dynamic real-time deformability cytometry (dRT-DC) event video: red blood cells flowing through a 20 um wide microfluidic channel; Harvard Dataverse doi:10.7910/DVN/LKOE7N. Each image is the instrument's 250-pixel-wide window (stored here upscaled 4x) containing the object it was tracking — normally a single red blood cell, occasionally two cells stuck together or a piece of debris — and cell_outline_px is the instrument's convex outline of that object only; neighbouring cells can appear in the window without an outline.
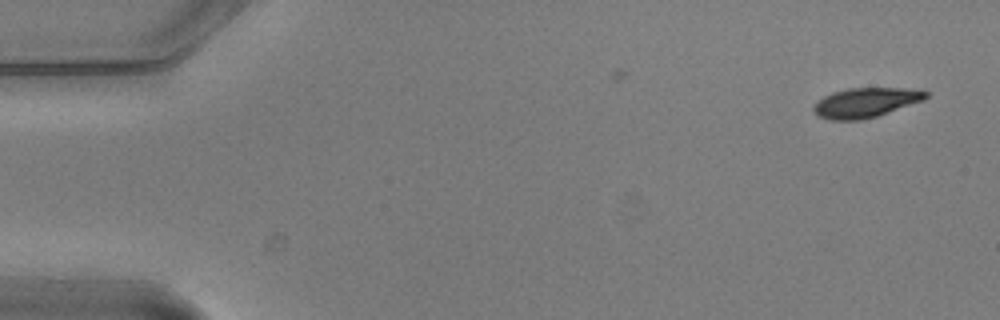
{"species": "common noctule bat (a hibernating species)", "species_latin": "Nyctalus noctula", "temperature_condition": "warm", "stored_images_in_passage": 2, "camera_frame_rate_fps": 3000, "um_per_image_px": 0.085, "animal": {"sex": "male", "body_mass_g": 20.5, "forearm_length_mm": 52.5}, "frame": {"image": 1, "passage_image": 2, "time_ms": 0.333, "image_size_px": [1000, 320], "cell_outline_px": [[928, 96], [924, 100], [876, 116], [860, 120], [828, 120], [816, 116], [812, 108], [824, 96], [832, 92], [848, 88], [920, 88], [928, 92]], "centroid_in_image_um": [73.6, 8.71], "position_along_channel_um": 11.4, "area_um2": 19.48}}